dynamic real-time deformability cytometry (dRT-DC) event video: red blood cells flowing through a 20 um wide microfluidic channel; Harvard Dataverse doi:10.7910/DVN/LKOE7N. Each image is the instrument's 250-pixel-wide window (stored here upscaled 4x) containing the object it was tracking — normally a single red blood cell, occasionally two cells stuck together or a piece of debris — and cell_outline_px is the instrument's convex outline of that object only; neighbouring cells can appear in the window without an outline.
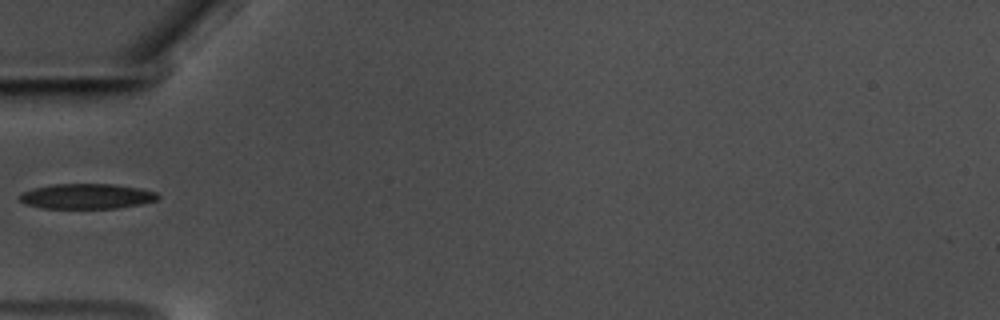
{"species": "common noctule bat (a hibernating species)", "species_latin": "Nyctalus noctula", "temperature_condition": "warm", "stored_images_in_passage": 39, "camera_frame_rate_fps": 3000, "um_per_image_px": 0.085, "animal": {"sex": "male", "body_mass_g": 17.5, "forearm_length_mm": 52.3}, "frame": {"image": 1, "passage_image": 1, "time_ms": 0.0, "image_size_px": [1000, 320], "cell_outline_px": [[160, 196], [156, 200], [140, 204], [116, 208], [40, 208], [24, 204], [20, 200], [20, 192], [52, 184], [112, 184], [140, 188], [156, 192]], "centroid_in_image_um": [7.35, 16.68], "position_along_channel_um": 77.6, "area_um2": 20.23}}
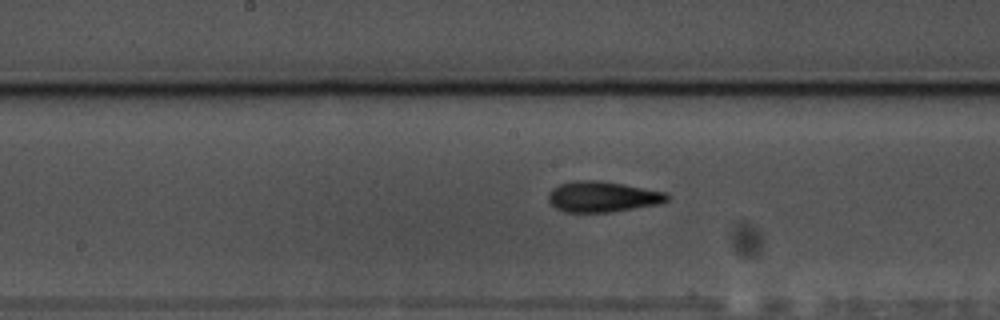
{"frame": {"image": 2, "passage_image": 11, "time_ms": 3.333, "image_size_px": [1000, 320], "cell_outline_px": [[672, 196], [668, 200], [660, 204], [612, 212], [564, 212], [556, 208], [548, 200], [548, 192], [552, 188], [560, 184], [576, 180], [600, 180], [624, 184], [668, 192]], "centroid_in_image_um": [51.26, 16.71], "position_along_channel_um": 196.9, "area_um2": 21.56}}
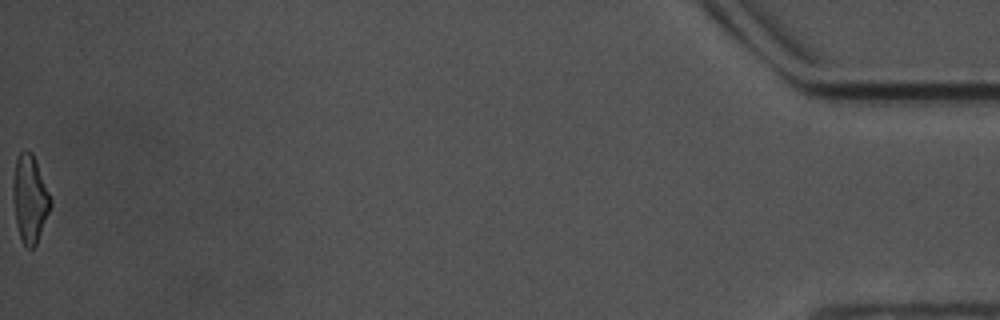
{"frame": {"image": 3, "passage_image": 39, "time_ms": 12.667, "image_size_px": [1000, 320], "cell_outline_px": [[52, 204], [36, 244], [32, 248], [28, 248], [20, 240], [16, 224], [12, 200], [12, 176], [16, 160], [20, 152], [24, 148], [32, 152], [36, 160], [52, 200]], "centroid_in_image_um": [2.51, 16.86], "position_along_channel_um": 432.7, "area_um2": 19.42}}